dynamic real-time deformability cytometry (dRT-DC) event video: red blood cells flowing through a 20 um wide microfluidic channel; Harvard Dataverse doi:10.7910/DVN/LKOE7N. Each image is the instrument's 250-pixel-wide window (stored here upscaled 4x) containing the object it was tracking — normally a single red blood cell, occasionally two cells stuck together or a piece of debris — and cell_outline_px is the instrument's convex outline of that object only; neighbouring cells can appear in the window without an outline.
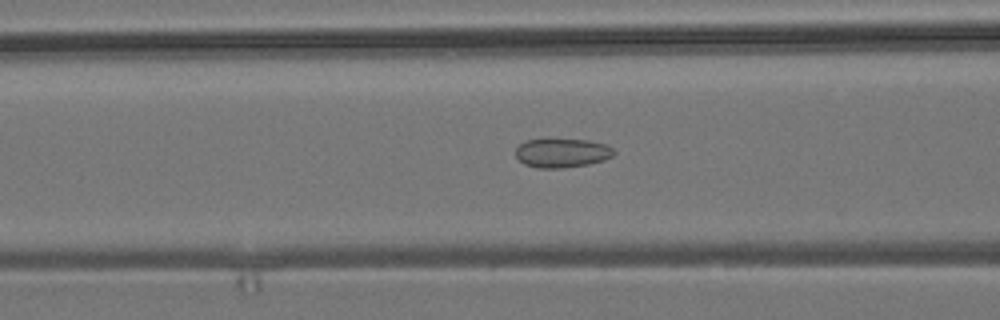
{"species": "common noctule bat (a hibernating species)", "species_latin": "Nyctalus noctula", "temperature_condition": "room temperature", "stored_images_in_passage": 16, "camera_frame_rate_fps": 3000, "um_per_image_px": 0.085, "animal": {"sex": "male", "body_mass_g": 19.2, "forearm_length_mm": 51.8}, "frame": {"image": 1, "passage_image": 4, "time_ms": 1.0, "image_size_px": [1000, 320], "cell_outline_px": [[616, 152], [612, 156], [604, 160], [588, 164], [564, 168], [536, 168], [524, 164], [516, 156], [516, 148], [520, 144], [528, 140], [588, 140], [604, 144], [612, 148]], "centroid_in_image_um": [47.77, 13.02], "position_along_channel_um": 118.8, "area_um2": 16.42}}
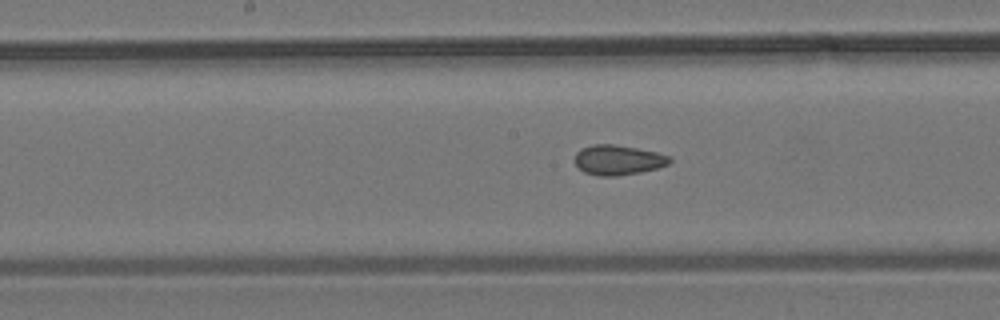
{"frame": {"image": 2, "passage_image": 10, "time_ms": 3.0, "image_size_px": [1000, 320], "cell_outline_px": [[672, 160], [668, 164], [656, 168], [640, 172], [616, 176], [596, 176], [584, 172], [576, 164], [576, 152], [580, 148], [592, 144], [616, 144], [656, 152], [668, 156]], "centroid_in_image_um": [52.51, 13.59], "position_along_channel_um": 195.7, "area_um2": 16.47}}
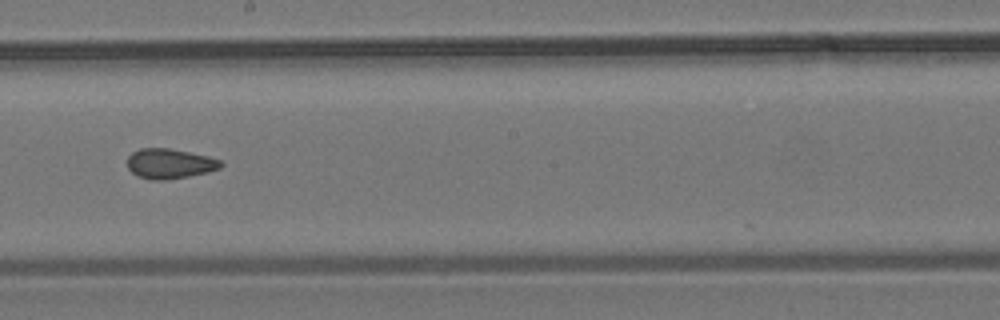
{"frame": {"image": 3, "passage_image": 13, "time_ms": 4.0, "image_size_px": [1000, 320], "cell_outline_px": [[224, 164], [220, 168], [208, 172], [188, 176], [164, 180], [152, 180], [136, 176], [128, 168], [128, 156], [132, 152], [140, 148], [168, 148], [208, 156], [220, 160]], "centroid_in_image_um": [14.41, 13.91], "position_along_channel_um": 233.8, "area_um2": 16.3}}